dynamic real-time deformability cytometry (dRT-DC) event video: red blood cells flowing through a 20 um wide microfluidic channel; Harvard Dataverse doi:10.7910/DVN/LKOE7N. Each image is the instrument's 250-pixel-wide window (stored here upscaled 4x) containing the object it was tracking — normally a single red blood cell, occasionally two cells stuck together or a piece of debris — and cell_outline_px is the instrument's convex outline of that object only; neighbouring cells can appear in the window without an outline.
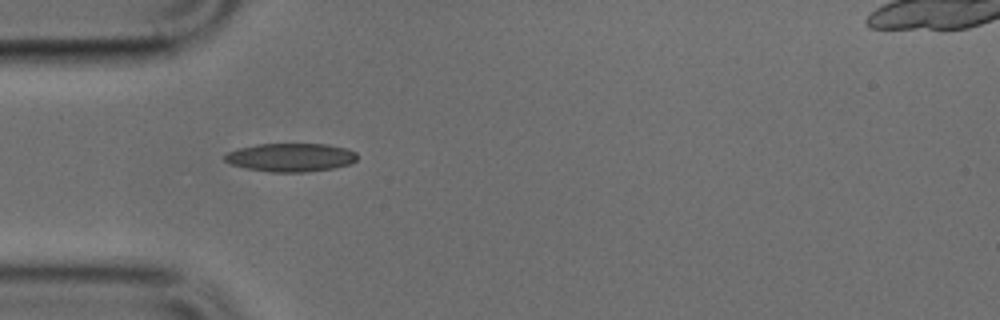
{"species": "common noctule bat (a hibernating species)", "species_latin": "Nyctalus noctula", "temperature_condition": "cold", "stored_images_in_passage": 5, "camera_frame_rate_fps": 3000, "um_per_image_px": 0.085, "animal": {"sex": "male", "body_mass_g": 17.9, "forearm_length_mm": 54.2}, "frame": {"image": 1, "passage_image": 1, "time_ms": 0.0, "image_size_px": [1000, 320], "cell_outline_px": [[356, 160], [348, 164], [332, 168], [308, 172], [268, 172], [244, 168], [232, 164], [224, 160], [224, 156], [228, 152], [240, 148], [256, 144], [328, 144], [348, 148], [356, 152]], "centroid_in_image_um": [24.71, 13.38], "position_along_channel_um": 60.3, "area_um2": 21.96}}
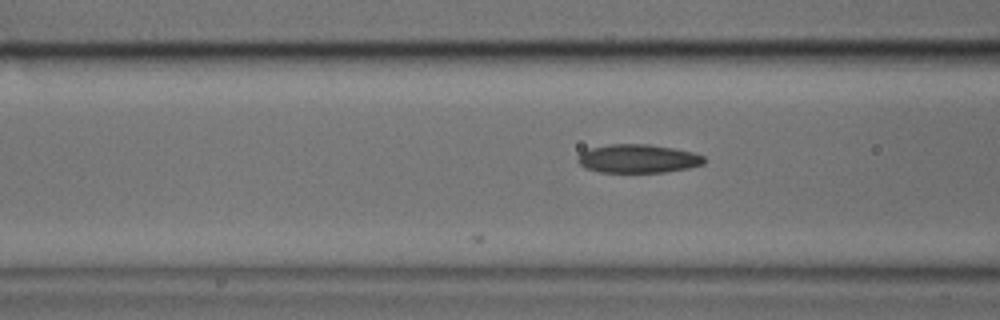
{"frame": {"image": 2, "passage_image": 5, "time_ms": 1.333, "image_size_px": [1000, 320], "cell_outline_px": [[708, 160], [704, 164], [688, 168], [664, 172], [600, 172], [584, 168], [576, 160], [576, 156], [580, 152], [592, 148], [608, 144], [648, 144], [672, 148], [692, 152], [704, 156]], "centroid_in_image_um": [54.21, 13.48], "position_along_channel_um": 112.4, "area_um2": 21.15}}